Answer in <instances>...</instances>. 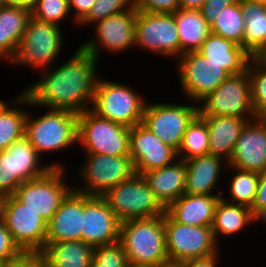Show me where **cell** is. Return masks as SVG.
<instances>
[{"instance_id": "obj_37", "label": "cell", "mask_w": 266, "mask_h": 267, "mask_svg": "<svg viewBox=\"0 0 266 267\" xmlns=\"http://www.w3.org/2000/svg\"><path fill=\"white\" fill-rule=\"evenodd\" d=\"M30 10L31 17L58 26L67 18L72 20L68 0H37Z\"/></svg>"}, {"instance_id": "obj_53", "label": "cell", "mask_w": 266, "mask_h": 267, "mask_svg": "<svg viewBox=\"0 0 266 267\" xmlns=\"http://www.w3.org/2000/svg\"><path fill=\"white\" fill-rule=\"evenodd\" d=\"M259 222H260V224H261L262 222L266 224V215H265Z\"/></svg>"}, {"instance_id": "obj_19", "label": "cell", "mask_w": 266, "mask_h": 267, "mask_svg": "<svg viewBox=\"0 0 266 267\" xmlns=\"http://www.w3.org/2000/svg\"><path fill=\"white\" fill-rule=\"evenodd\" d=\"M121 222L100 196L84 194L81 240L93 247L119 242Z\"/></svg>"}, {"instance_id": "obj_30", "label": "cell", "mask_w": 266, "mask_h": 267, "mask_svg": "<svg viewBox=\"0 0 266 267\" xmlns=\"http://www.w3.org/2000/svg\"><path fill=\"white\" fill-rule=\"evenodd\" d=\"M244 17L242 48L255 58L266 48V3L240 0Z\"/></svg>"}, {"instance_id": "obj_21", "label": "cell", "mask_w": 266, "mask_h": 267, "mask_svg": "<svg viewBox=\"0 0 266 267\" xmlns=\"http://www.w3.org/2000/svg\"><path fill=\"white\" fill-rule=\"evenodd\" d=\"M83 215L84 193L73 189L47 223L46 244L81 240Z\"/></svg>"}, {"instance_id": "obj_15", "label": "cell", "mask_w": 266, "mask_h": 267, "mask_svg": "<svg viewBox=\"0 0 266 267\" xmlns=\"http://www.w3.org/2000/svg\"><path fill=\"white\" fill-rule=\"evenodd\" d=\"M192 103L188 105L187 103H166V101L165 103L147 102L142 124L162 142L178 152L188 125L199 114L198 103Z\"/></svg>"}, {"instance_id": "obj_48", "label": "cell", "mask_w": 266, "mask_h": 267, "mask_svg": "<svg viewBox=\"0 0 266 267\" xmlns=\"http://www.w3.org/2000/svg\"><path fill=\"white\" fill-rule=\"evenodd\" d=\"M2 6L30 8L23 0H0Z\"/></svg>"}, {"instance_id": "obj_33", "label": "cell", "mask_w": 266, "mask_h": 267, "mask_svg": "<svg viewBox=\"0 0 266 267\" xmlns=\"http://www.w3.org/2000/svg\"><path fill=\"white\" fill-rule=\"evenodd\" d=\"M231 173V179H228V187H227V196L224 194L221 195V198L229 203L233 204H241L248 207H252L254 204L258 181H259V173L251 172L246 170H240L235 167L227 166ZM228 198V199H227Z\"/></svg>"}, {"instance_id": "obj_32", "label": "cell", "mask_w": 266, "mask_h": 267, "mask_svg": "<svg viewBox=\"0 0 266 267\" xmlns=\"http://www.w3.org/2000/svg\"><path fill=\"white\" fill-rule=\"evenodd\" d=\"M94 247L82 240L45 244L49 267H91Z\"/></svg>"}, {"instance_id": "obj_36", "label": "cell", "mask_w": 266, "mask_h": 267, "mask_svg": "<svg viewBox=\"0 0 266 267\" xmlns=\"http://www.w3.org/2000/svg\"><path fill=\"white\" fill-rule=\"evenodd\" d=\"M247 71L251 84V99L256 118L266 120V67L256 58L249 61Z\"/></svg>"}, {"instance_id": "obj_13", "label": "cell", "mask_w": 266, "mask_h": 267, "mask_svg": "<svg viewBox=\"0 0 266 267\" xmlns=\"http://www.w3.org/2000/svg\"><path fill=\"white\" fill-rule=\"evenodd\" d=\"M175 65L178 83L189 102L198 103L230 76L220 64L210 61L198 51L184 53L175 60Z\"/></svg>"}, {"instance_id": "obj_42", "label": "cell", "mask_w": 266, "mask_h": 267, "mask_svg": "<svg viewBox=\"0 0 266 267\" xmlns=\"http://www.w3.org/2000/svg\"><path fill=\"white\" fill-rule=\"evenodd\" d=\"M20 252V248L14 243L5 223L0 219V260L10 261Z\"/></svg>"}, {"instance_id": "obj_7", "label": "cell", "mask_w": 266, "mask_h": 267, "mask_svg": "<svg viewBox=\"0 0 266 267\" xmlns=\"http://www.w3.org/2000/svg\"><path fill=\"white\" fill-rule=\"evenodd\" d=\"M130 128L98 116L91 109L78 113L77 145L84 154L130 156Z\"/></svg>"}, {"instance_id": "obj_35", "label": "cell", "mask_w": 266, "mask_h": 267, "mask_svg": "<svg viewBox=\"0 0 266 267\" xmlns=\"http://www.w3.org/2000/svg\"><path fill=\"white\" fill-rule=\"evenodd\" d=\"M244 17L240 9V0L226 6L210 25V32L214 35L231 40L242 47L244 35Z\"/></svg>"}, {"instance_id": "obj_43", "label": "cell", "mask_w": 266, "mask_h": 267, "mask_svg": "<svg viewBox=\"0 0 266 267\" xmlns=\"http://www.w3.org/2000/svg\"><path fill=\"white\" fill-rule=\"evenodd\" d=\"M251 210L258 222L266 215V170L259 173L256 198Z\"/></svg>"}, {"instance_id": "obj_6", "label": "cell", "mask_w": 266, "mask_h": 267, "mask_svg": "<svg viewBox=\"0 0 266 267\" xmlns=\"http://www.w3.org/2000/svg\"><path fill=\"white\" fill-rule=\"evenodd\" d=\"M41 157L24 135L0 151V199L14 195L25 181L43 176L51 168H65L61 161L41 164Z\"/></svg>"}, {"instance_id": "obj_49", "label": "cell", "mask_w": 266, "mask_h": 267, "mask_svg": "<svg viewBox=\"0 0 266 267\" xmlns=\"http://www.w3.org/2000/svg\"><path fill=\"white\" fill-rule=\"evenodd\" d=\"M161 267H185V264L183 262L167 261Z\"/></svg>"}, {"instance_id": "obj_28", "label": "cell", "mask_w": 266, "mask_h": 267, "mask_svg": "<svg viewBox=\"0 0 266 267\" xmlns=\"http://www.w3.org/2000/svg\"><path fill=\"white\" fill-rule=\"evenodd\" d=\"M257 223L259 222L253 216L250 207L229 203L220 198L215 208L211 228L216 242L220 245L222 243H219L221 242L219 239L241 234L248 229L247 227Z\"/></svg>"}, {"instance_id": "obj_10", "label": "cell", "mask_w": 266, "mask_h": 267, "mask_svg": "<svg viewBox=\"0 0 266 267\" xmlns=\"http://www.w3.org/2000/svg\"><path fill=\"white\" fill-rule=\"evenodd\" d=\"M198 105L199 116H232L249 121L255 119L248 71L230 75L202 98Z\"/></svg>"}, {"instance_id": "obj_18", "label": "cell", "mask_w": 266, "mask_h": 267, "mask_svg": "<svg viewBox=\"0 0 266 267\" xmlns=\"http://www.w3.org/2000/svg\"><path fill=\"white\" fill-rule=\"evenodd\" d=\"M129 147L135 172L140 175L168 166L178 159L177 151L142 123L130 128Z\"/></svg>"}, {"instance_id": "obj_8", "label": "cell", "mask_w": 266, "mask_h": 267, "mask_svg": "<svg viewBox=\"0 0 266 267\" xmlns=\"http://www.w3.org/2000/svg\"><path fill=\"white\" fill-rule=\"evenodd\" d=\"M102 198L121 223L159 217L166 213V208L150 190L142 175L137 173L107 191Z\"/></svg>"}, {"instance_id": "obj_22", "label": "cell", "mask_w": 266, "mask_h": 267, "mask_svg": "<svg viewBox=\"0 0 266 267\" xmlns=\"http://www.w3.org/2000/svg\"><path fill=\"white\" fill-rule=\"evenodd\" d=\"M185 165V193L190 195H222L224 193L219 186L221 184L219 181L222 180L224 168L228 169V162L225 159L207 154L185 160ZM215 189L218 193H214Z\"/></svg>"}, {"instance_id": "obj_52", "label": "cell", "mask_w": 266, "mask_h": 267, "mask_svg": "<svg viewBox=\"0 0 266 267\" xmlns=\"http://www.w3.org/2000/svg\"><path fill=\"white\" fill-rule=\"evenodd\" d=\"M0 267H8V261L0 260Z\"/></svg>"}, {"instance_id": "obj_14", "label": "cell", "mask_w": 266, "mask_h": 267, "mask_svg": "<svg viewBox=\"0 0 266 267\" xmlns=\"http://www.w3.org/2000/svg\"><path fill=\"white\" fill-rule=\"evenodd\" d=\"M166 250L169 261L184 262L188 259L212 255L220 250L211 226H190L163 215Z\"/></svg>"}, {"instance_id": "obj_23", "label": "cell", "mask_w": 266, "mask_h": 267, "mask_svg": "<svg viewBox=\"0 0 266 267\" xmlns=\"http://www.w3.org/2000/svg\"><path fill=\"white\" fill-rule=\"evenodd\" d=\"M220 198L221 195L184 193L166 208V213L177 223L190 226H212L215 208Z\"/></svg>"}, {"instance_id": "obj_1", "label": "cell", "mask_w": 266, "mask_h": 267, "mask_svg": "<svg viewBox=\"0 0 266 267\" xmlns=\"http://www.w3.org/2000/svg\"><path fill=\"white\" fill-rule=\"evenodd\" d=\"M98 61L81 46L61 64L41 70V78L22 90L30 100V110L40 108L81 113L91 109L99 77Z\"/></svg>"}, {"instance_id": "obj_2", "label": "cell", "mask_w": 266, "mask_h": 267, "mask_svg": "<svg viewBox=\"0 0 266 267\" xmlns=\"http://www.w3.org/2000/svg\"><path fill=\"white\" fill-rule=\"evenodd\" d=\"M119 243L130 267H161L169 261L163 216L122 222Z\"/></svg>"}, {"instance_id": "obj_3", "label": "cell", "mask_w": 266, "mask_h": 267, "mask_svg": "<svg viewBox=\"0 0 266 267\" xmlns=\"http://www.w3.org/2000/svg\"><path fill=\"white\" fill-rule=\"evenodd\" d=\"M34 116L31 111L25 121V136L41 157L50 152H64L77 145L78 113L69 110L45 109Z\"/></svg>"}, {"instance_id": "obj_16", "label": "cell", "mask_w": 266, "mask_h": 267, "mask_svg": "<svg viewBox=\"0 0 266 267\" xmlns=\"http://www.w3.org/2000/svg\"><path fill=\"white\" fill-rule=\"evenodd\" d=\"M0 219L21 251H43L47 223L14 195L0 199Z\"/></svg>"}, {"instance_id": "obj_20", "label": "cell", "mask_w": 266, "mask_h": 267, "mask_svg": "<svg viewBox=\"0 0 266 267\" xmlns=\"http://www.w3.org/2000/svg\"><path fill=\"white\" fill-rule=\"evenodd\" d=\"M228 166L257 173L266 170V120L255 118L246 123Z\"/></svg>"}, {"instance_id": "obj_38", "label": "cell", "mask_w": 266, "mask_h": 267, "mask_svg": "<svg viewBox=\"0 0 266 267\" xmlns=\"http://www.w3.org/2000/svg\"><path fill=\"white\" fill-rule=\"evenodd\" d=\"M135 7L134 0H95L88 15L78 24L81 27H90L109 16L123 13Z\"/></svg>"}, {"instance_id": "obj_24", "label": "cell", "mask_w": 266, "mask_h": 267, "mask_svg": "<svg viewBox=\"0 0 266 267\" xmlns=\"http://www.w3.org/2000/svg\"><path fill=\"white\" fill-rule=\"evenodd\" d=\"M142 177L165 208L185 193L184 160L177 159L168 166L143 173Z\"/></svg>"}, {"instance_id": "obj_34", "label": "cell", "mask_w": 266, "mask_h": 267, "mask_svg": "<svg viewBox=\"0 0 266 267\" xmlns=\"http://www.w3.org/2000/svg\"><path fill=\"white\" fill-rule=\"evenodd\" d=\"M209 154L207 123L197 115L188 125L177 152L178 159L189 160Z\"/></svg>"}, {"instance_id": "obj_26", "label": "cell", "mask_w": 266, "mask_h": 267, "mask_svg": "<svg viewBox=\"0 0 266 267\" xmlns=\"http://www.w3.org/2000/svg\"><path fill=\"white\" fill-rule=\"evenodd\" d=\"M31 18L30 8L0 7V61L8 65L15 58L23 34Z\"/></svg>"}, {"instance_id": "obj_39", "label": "cell", "mask_w": 266, "mask_h": 267, "mask_svg": "<svg viewBox=\"0 0 266 267\" xmlns=\"http://www.w3.org/2000/svg\"><path fill=\"white\" fill-rule=\"evenodd\" d=\"M91 267H130L122 245L117 242L96 246L93 249Z\"/></svg>"}, {"instance_id": "obj_4", "label": "cell", "mask_w": 266, "mask_h": 267, "mask_svg": "<svg viewBox=\"0 0 266 267\" xmlns=\"http://www.w3.org/2000/svg\"><path fill=\"white\" fill-rule=\"evenodd\" d=\"M101 77L96 82L91 110L128 128L142 123L145 105L150 100L143 98L129 84Z\"/></svg>"}, {"instance_id": "obj_27", "label": "cell", "mask_w": 266, "mask_h": 267, "mask_svg": "<svg viewBox=\"0 0 266 267\" xmlns=\"http://www.w3.org/2000/svg\"><path fill=\"white\" fill-rule=\"evenodd\" d=\"M198 52L210 61L220 64L230 75L247 71L252 59L240 45L212 33L202 43Z\"/></svg>"}, {"instance_id": "obj_41", "label": "cell", "mask_w": 266, "mask_h": 267, "mask_svg": "<svg viewBox=\"0 0 266 267\" xmlns=\"http://www.w3.org/2000/svg\"><path fill=\"white\" fill-rule=\"evenodd\" d=\"M136 10L173 13L179 9V0H134Z\"/></svg>"}, {"instance_id": "obj_11", "label": "cell", "mask_w": 266, "mask_h": 267, "mask_svg": "<svg viewBox=\"0 0 266 267\" xmlns=\"http://www.w3.org/2000/svg\"><path fill=\"white\" fill-rule=\"evenodd\" d=\"M66 168H51L43 176L23 182L14 196L46 223L74 189L66 181Z\"/></svg>"}, {"instance_id": "obj_29", "label": "cell", "mask_w": 266, "mask_h": 267, "mask_svg": "<svg viewBox=\"0 0 266 267\" xmlns=\"http://www.w3.org/2000/svg\"><path fill=\"white\" fill-rule=\"evenodd\" d=\"M13 99L9 102L0 100V151L25 135L30 100L22 90ZM24 107L27 108L24 110Z\"/></svg>"}, {"instance_id": "obj_51", "label": "cell", "mask_w": 266, "mask_h": 267, "mask_svg": "<svg viewBox=\"0 0 266 267\" xmlns=\"http://www.w3.org/2000/svg\"><path fill=\"white\" fill-rule=\"evenodd\" d=\"M29 7H31L37 0H23Z\"/></svg>"}, {"instance_id": "obj_50", "label": "cell", "mask_w": 266, "mask_h": 267, "mask_svg": "<svg viewBox=\"0 0 266 267\" xmlns=\"http://www.w3.org/2000/svg\"><path fill=\"white\" fill-rule=\"evenodd\" d=\"M255 58L266 67V48Z\"/></svg>"}, {"instance_id": "obj_44", "label": "cell", "mask_w": 266, "mask_h": 267, "mask_svg": "<svg viewBox=\"0 0 266 267\" xmlns=\"http://www.w3.org/2000/svg\"><path fill=\"white\" fill-rule=\"evenodd\" d=\"M236 1L237 0H206L199 8V11L209 25H211L226 6Z\"/></svg>"}, {"instance_id": "obj_46", "label": "cell", "mask_w": 266, "mask_h": 267, "mask_svg": "<svg viewBox=\"0 0 266 267\" xmlns=\"http://www.w3.org/2000/svg\"><path fill=\"white\" fill-rule=\"evenodd\" d=\"M222 252L219 250L218 252L204 256V257H197V258H192L184 261L183 263L185 264V267H218V260L220 259V253Z\"/></svg>"}, {"instance_id": "obj_40", "label": "cell", "mask_w": 266, "mask_h": 267, "mask_svg": "<svg viewBox=\"0 0 266 267\" xmlns=\"http://www.w3.org/2000/svg\"><path fill=\"white\" fill-rule=\"evenodd\" d=\"M8 267H48L43 251H21L8 261Z\"/></svg>"}, {"instance_id": "obj_31", "label": "cell", "mask_w": 266, "mask_h": 267, "mask_svg": "<svg viewBox=\"0 0 266 267\" xmlns=\"http://www.w3.org/2000/svg\"><path fill=\"white\" fill-rule=\"evenodd\" d=\"M180 39V57L187 52L198 51L211 34L210 25L199 9L179 8L173 12Z\"/></svg>"}, {"instance_id": "obj_47", "label": "cell", "mask_w": 266, "mask_h": 267, "mask_svg": "<svg viewBox=\"0 0 266 267\" xmlns=\"http://www.w3.org/2000/svg\"><path fill=\"white\" fill-rule=\"evenodd\" d=\"M206 0H179V8L199 9Z\"/></svg>"}, {"instance_id": "obj_45", "label": "cell", "mask_w": 266, "mask_h": 267, "mask_svg": "<svg viewBox=\"0 0 266 267\" xmlns=\"http://www.w3.org/2000/svg\"><path fill=\"white\" fill-rule=\"evenodd\" d=\"M68 2L72 23L78 25L88 15L95 0H68Z\"/></svg>"}, {"instance_id": "obj_12", "label": "cell", "mask_w": 266, "mask_h": 267, "mask_svg": "<svg viewBox=\"0 0 266 267\" xmlns=\"http://www.w3.org/2000/svg\"><path fill=\"white\" fill-rule=\"evenodd\" d=\"M136 47L143 52L177 60L180 57V39L173 13L136 10Z\"/></svg>"}, {"instance_id": "obj_9", "label": "cell", "mask_w": 266, "mask_h": 267, "mask_svg": "<svg viewBox=\"0 0 266 267\" xmlns=\"http://www.w3.org/2000/svg\"><path fill=\"white\" fill-rule=\"evenodd\" d=\"M83 166L77 173L79 185L74 190L89 196L102 197L107 191L132 177L136 172L130 156L83 154ZM79 175V176H78Z\"/></svg>"}, {"instance_id": "obj_54", "label": "cell", "mask_w": 266, "mask_h": 267, "mask_svg": "<svg viewBox=\"0 0 266 267\" xmlns=\"http://www.w3.org/2000/svg\"><path fill=\"white\" fill-rule=\"evenodd\" d=\"M254 1H258V2H262V3H266V0H254Z\"/></svg>"}, {"instance_id": "obj_17", "label": "cell", "mask_w": 266, "mask_h": 267, "mask_svg": "<svg viewBox=\"0 0 266 267\" xmlns=\"http://www.w3.org/2000/svg\"><path fill=\"white\" fill-rule=\"evenodd\" d=\"M136 8L98 21L92 26L94 34L79 45L99 62L100 52L122 54L135 47ZM95 35V36H94Z\"/></svg>"}, {"instance_id": "obj_5", "label": "cell", "mask_w": 266, "mask_h": 267, "mask_svg": "<svg viewBox=\"0 0 266 267\" xmlns=\"http://www.w3.org/2000/svg\"><path fill=\"white\" fill-rule=\"evenodd\" d=\"M63 35L61 26L31 17L10 65L26 67V69L29 67L34 71H41L55 65L56 59H59L58 55L64 50Z\"/></svg>"}, {"instance_id": "obj_25", "label": "cell", "mask_w": 266, "mask_h": 267, "mask_svg": "<svg viewBox=\"0 0 266 267\" xmlns=\"http://www.w3.org/2000/svg\"><path fill=\"white\" fill-rule=\"evenodd\" d=\"M208 126L209 154L230 160L241 130L249 121L232 116H200Z\"/></svg>"}]
</instances>
